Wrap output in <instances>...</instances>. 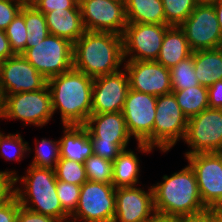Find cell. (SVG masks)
Masks as SVG:
<instances>
[{
  "instance_id": "7bdbcfd3",
  "label": "cell",
  "mask_w": 222,
  "mask_h": 222,
  "mask_svg": "<svg viewBox=\"0 0 222 222\" xmlns=\"http://www.w3.org/2000/svg\"><path fill=\"white\" fill-rule=\"evenodd\" d=\"M210 209L197 214L181 215L176 217V222H209Z\"/></svg>"
},
{
  "instance_id": "7c38bea8",
  "label": "cell",
  "mask_w": 222,
  "mask_h": 222,
  "mask_svg": "<svg viewBox=\"0 0 222 222\" xmlns=\"http://www.w3.org/2000/svg\"><path fill=\"white\" fill-rule=\"evenodd\" d=\"M85 31L123 35L127 26L124 0H79Z\"/></svg>"
},
{
  "instance_id": "277c9868",
  "label": "cell",
  "mask_w": 222,
  "mask_h": 222,
  "mask_svg": "<svg viewBox=\"0 0 222 222\" xmlns=\"http://www.w3.org/2000/svg\"><path fill=\"white\" fill-rule=\"evenodd\" d=\"M162 182L152 185L157 213L177 217L200 213L207 208L202 203L194 170L186 165Z\"/></svg>"
},
{
  "instance_id": "60d3db41",
  "label": "cell",
  "mask_w": 222,
  "mask_h": 222,
  "mask_svg": "<svg viewBox=\"0 0 222 222\" xmlns=\"http://www.w3.org/2000/svg\"><path fill=\"white\" fill-rule=\"evenodd\" d=\"M16 222H59V221L50 216H45L43 214L31 211L20 205V208L18 209L17 213Z\"/></svg>"
},
{
  "instance_id": "e575fe53",
  "label": "cell",
  "mask_w": 222,
  "mask_h": 222,
  "mask_svg": "<svg viewBox=\"0 0 222 222\" xmlns=\"http://www.w3.org/2000/svg\"><path fill=\"white\" fill-rule=\"evenodd\" d=\"M56 190L63 209L71 216L77 209L81 185L57 180Z\"/></svg>"
},
{
  "instance_id": "44dd1931",
  "label": "cell",
  "mask_w": 222,
  "mask_h": 222,
  "mask_svg": "<svg viewBox=\"0 0 222 222\" xmlns=\"http://www.w3.org/2000/svg\"><path fill=\"white\" fill-rule=\"evenodd\" d=\"M44 15L49 33L73 44L85 32L80 9L53 10Z\"/></svg>"
},
{
  "instance_id": "3957f363",
  "label": "cell",
  "mask_w": 222,
  "mask_h": 222,
  "mask_svg": "<svg viewBox=\"0 0 222 222\" xmlns=\"http://www.w3.org/2000/svg\"><path fill=\"white\" fill-rule=\"evenodd\" d=\"M24 174L14 177V196L20 205L59 222H69L70 215L63 209L57 196L54 169L29 164ZM18 183L21 186L16 185Z\"/></svg>"
},
{
  "instance_id": "cb8c5ba5",
  "label": "cell",
  "mask_w": 222,
  "mask_h": 222,
  "mask_svg": "<svg viewBox=\"0 0 222 222\" xmlns=\"http://www.w3.org/2000/svg\"><path fill=\"white\" fill-rule=\"evenodd\" d=\"M138 154L131 149H124L113 161L112 184L115 188L135 187L139 184L140 161Z\"/></svg>"
},
{
  "instance_id": "f6af8a7d",
  "label": "cell",
  "mask_w": 222,
  "mask_h": 222,
  "mask_svg": "<svg viewBox=\"0 0 222 222\" xmlns=\"http://www.w3.org/2000/svg\"><path fill=\"white\" fill-rule=\"evenodd\" d=\"M145 222H176V217L155 212Z\"/></svg>"
},
{
  "instance_id": "603a6c76",
  "label": "cell",
  "mask_w": 222,
  "mask_h": 222,
  "mask_svg": "<svg viewBox=\"0 0 222 222\" xmlns=\"http://www.w3.org/2000/svg\"><path fill=\"white\" fill-rule=\"evenodd\" d=\"M195 76L200 85L209 87L222 80V47L193 52Z\"/></svg>"
},
{
  "instance_id": "f546056e",
  "label": "cell",
  "mask_w": 222,
  "mask_h": 222,
  "mask_svg": "<svg viewBox=\"0 0 222 222\" xmlns=\"http://www.w3.org/2000/svg\"><path fill=\"white\" fill-rule=\"evenodd\" d=\"M170 75L172 91H182L189 87L200 85L195 76L193 53L172 67Z\"/></svg>"
},
{
  "instance_id": "5b68a950",
  "label": "cell",
  "mask_w": 222,
  "mask_h": 222,
  "mask_svg": "<svg viewBox=\"0 0 222 222\" xmlns=\"http://www.w3.org/2000/svg\"><path fill=\"white\" fill-rule=\"evenodd\" d=\"M53 115L48 85L38 91L5 95L1 99L0 119L3 120H20L24 126L43 128Z\"/></svg>"
},
{
  "instance_id": "8992f818",
  "label": "cell",
  "mask_w": 222,
  "mask_h": 222,
  "mask_svg": "<svg viewBox=\"0 0 222 222\" xmlns=\"http://www.w3.org/2000/svg\"><path fill=\"white\" fill-rule=\"evenodd\" d=\"M157 97L129 89L122 114L131 137L137 142V151L150 154L153 149V124Z\"/></svg>"
},
{
  "instance_id": "d4e9b609",
  "label": "cell",
  "mask_w": 222,
  "mask_h": 222,
  "mask_svg": "<svg viewBox=\"0 0 222 222\" xmlns=\"http://www.w3.org/2000/svg\"><path fill=\"white\" fill-rule=\"evenodd\" d=\"M127 23L166 24L162 0H124Z\"/></svg>"
},
{
  "instance_id": "ab89813d",
  "label": "cell",
  "mask_w": 222,
  "mask_h": 222,
  "mask_svg": "<svg viewBox=\"0 0 222 222\" xmlns=\"http://www.w3.org/2000/svg\"><path fill=\"white\" fill-rule=\"evenodd\" d=\"M20 203L15 196L0 206V222H16Z\"/></svg>"
},
{
  "instance_id": "7a4b0ae2",
  "label": "cell",
  "mask_w": 222,
  "mask_h": 222,
  "mask_svg": "<svg viewBox=\"0 0 222 222\" xmlns=\"http://www.w3.org/2000/svg\"><path fill=\"white\" fill-rule=\"evenodd\" d=\"M94 78L74 68L47 80L53 114L62 125H84L91 115Z\"/></svg>"
},
{
  "instance_id": "836d02e7",
  "label": "cell",
  "mask_w": 222,
  "mask_h": 222,
  "mask_svg": "<svg viewBox=\"0 0 222 222\" xmlns=\"http://www.w3.org/2000/svg\"><path fill=\"white\" fill-rule=\"evenodd\" d=\"M84 166L88 180L101 183H112L113 162L92 154L85 160Z\"/></svg>"
},
{
  "instance_id": "83f0119b",
  "label": "cell",
  "mask_w": 222,
  "mask_h": 222,
  "mask_svg": "<svg viewBox=\"0 0 222 222\" xmlns=\"http://www.w3.org/2000/svg\"><path fill=\"white\" fill-rule=\"evenodd\" d=\"M22 135L18 132L4 134L0 131V157L7 161L21 162L28 152H32L29 143L23 140ZM28 153V154H25Z\"/></svg>"
},
{
  "instance_id": "5bb4252c",
  "label": "cell",
  "mask_w": 222,
  "mask_h": 222,
  "mask_svg": "<svg viewBox=\"0 0 222 222\" xmlns=\"http://www.w3.org/2000/svg\"><path fill=\"white\" fill-rule=\"evenodd\" d=\"M195 172L202 203L214 209L222 203V159L217 152L185 156Z\"/></svg>"
},
{
  "instance_id": "d590c367",
  "label": "cell",
  "mask_w": 222,
  "mask_h": 222,
  "mask_svg": "<svg viewBox=\"0 0 222 222\" xmlns=\"http://www.w3.org/2000/svg\"><path fill=\"white\" fill-rule=\"evenodd\" d=\"M89 138L92 142L93 154L111 162H113L124 149H127L129 144V142H99L90 133Z\"/></svg>"
},
{
  "instance_id": "ac0fdd59",
  "label": "cell",
  "mask_w": 222,
  "mask_h": 222,
  "mask_svg": "<svg viewBox=\"0 0 222 222\" xmlns=\"http://www.w3.org/2000/svg\"><path fill=\"white\" fill-rule=\"evenodd\" d=\"M155 212L152 185L147 191L138 186L116 188L113 222H145Z\"/></svg>"
},
{
  "instance_id": "9a60e30c",
  "label": "cell",
  "mask_w": 222,
  "mask_h": 222,
  "mask_svg": "<svg viewBox=\"0 0 222 222\" xmlns=\"http://www.w3.org/2000/svg\"><path fill=\"white\" fill-rule=\"evenodd\" d=\"M47 80L23 55L0 61V99L5 95L43 89Z\"/></svg>"
},
{
  "instance_id": "74e56055",
  "label": "cell",
  "mask_w": 222,
  "mask_h": 222,
  "mask_svg": "<svg viewBox=\"0 0 222 222\" xmlns=\"http://www.w3.org/2000/svg\"><path fill=\"white\" fill-rule=\"evenodd\" d=\"M24 3L19 0H0V29L5 30L21 11Z\"/></svg>"
},
{
  "instance_id": "6da1fadb",
  "label": "cell",
  "mask_w": 222,
  "mask_h": 222,
  "mask_svg": "<svg viewBox=\"0 0 222 222\" xmlns=\"http://www.w3.org/2000/svg\"><path fill=\"white\" fill-rule=\"evenodd\" d=\"M124 62L122 35L85 31L73 44V68L92 78L116 73Z\"/></svg>"
},
{
  "instance_id": "d6a6232c",
  "label": "cell",
  "mask_w": 222,
  "mask_h": 222,
  "mask_svg": "<svg viewBox=\"0 0 222 222\" xmlns=\"http://www.w3.org/2000/svg\"><path fill=\"white\" fill-rule=\"evenodd\" d=\"M11 51L14 55H22L26 51L27 32L24 20V5L21 11L5 29Z\"/></svg>"
},
{
  "instance_id": "8d00e7d4",
  "label": "cell",
  "mask_w": 222,
  "mask_h": 222,
  "mask_svg": "<svg viewBox=\"0 0 222 222\" xmlns=\"http://www.w3.org/2000/svg\"><path fill=\"white\" fill-rule=\"evenodd\" d=\"M31 5L43 14L53 10L80 9L79 0H33Z\"/></svg>"
},
{
  "instance_id": "c3c4849f",
  "label": "cell",
  "mask_w": 222,
  "mask_h": 222,
  "mask_svg": "<svg viewBox=\"0 0 222 222\" xmlns=\"http://www.w3.org/2000/svg\"><path fill=\"white\" fill-rule=\"evenodd\" d=\"M197 4L214 5L220 0H195Z\"/></svg>"
},
{
  "instance_id": "9c48e42d",
  "label": "cell",
  "mask_w": 222,
  "mask_h": 222,
  "mask_svg": "<svg viewBox=\"0 0 222 222\" xmlns=\"http://www.w3.org/2000/svg\"><path fill=\"white\" fill-rule=\"evenodd\" d=\"M115 190L112 183L87 180L81 186L77 209L69 222H113Z\"/></svg>"
},
{
  "instance_id": "ffe728a7",
  "label": "cell",
  "mask_w": 222,
  "mask_h": 222,
  "mask_svg": "<svg viewBox=\"0 0 222 222\" xmlns=\"http://www.w3.org/2000/svg\"><path fill=\"white\" fill-rule=\"evenodd\" d=\"M60 158L84 163L93 154L89 132L84 125H62Z\"/></svg>"
},
{
  "instance_id": "ee69618b",
  "label": "cell",
  "mask_w": 222,
  "mask_h": 222,
  "mask_svg": "<svg viewBox=\"0 0 222 222\" xmlns=\"http://www.w3.org/2000/svg\"><path fill=\"white\" fill-rule=\"evenodd\" d=\"M12 56H14V54L11 51L5 30L0 29V61L6 60Z\"/></svg>"
},
{
  "instance_id": "7dc6e473",
  "label": "cell",
  "mask_w": 222,
  "mask_h": 222,
  "mask_svg": "<svg viewBox=\"0 0 222 222\" xmlns=\"http://www.w3.org/2000/svg\"><path fill=\"white\" fill-rule=\"evenodd\" d=\"M209 222H222V218L218 216L213 209H210Z\"/></svg>"
},
{
  "instance_id": "e0dca14e",
  "label": "cell",
  "mask_w": 222,
  "mask_h": 222,
  "mask_svg": "<svg viewBox=\"0 0 222 222\" xmlns=\"http://www.w3.org/2000/svg\"><path fill=\"white\" fill-rule=\"evenodd\" d=\"M129 89V78L124 68L94 78L91 113L122 112Z\"/></svg>"
},
{
  "instance_id": "4fadbf2b",
  "label": "cell",
  "mask_w": 222,
  "mask_h": 222,
  "mask_svg": "<svg viewBox=\"0 0 222 222\" xmlns=\"http://www.w3.org/2000/svg\"><path fill=\"white\" fill-rule=\"evenodd\" d=\"M179 27L193 52L222 47V34L214 5L197 4Z\"/></svg>"
},
{
  "instance_id": "d6986e66",
  "label": "cell",
  "mask_w": 222,
  "mask_h": 222,
  "mask_svg": "<svg viewBox=\"0 0 222 222\" xmlns=\"http://www.w3.org/2000/svg\"><path fill=\"white\" fill-rule=\"evenodd\" d=\"M84 126L99 142H130L132 139L122 112L91 113Z\"/></svg>"
},
{
  "instance_id": "8fae6325",
  "label": "cell",
  "mask_w": 222,
  "mask_h": 222,
  "mask_svg": "<svg viewBox=\"0 0 222 222\" xmlns=\"http://www.w3.org/2000/svg\"><path fill=\"white\" fill-rule=\"evenodd\" d=\"M169 27L166 24L128 23L122 35L124 60H156Z\"/></svg>"
},
{
  "instance_id": "f907efd6",
  "label": "cell",
  "mask_w": 222,
  "mask_h": 222,
  "mask_svg": "<svg viewBox=\"0 0 222 222\" xmlns=\"http://www.w3.org/2000/svg\"><path fill=\"white\" fill-rule=\"evenodd\" d=\"M24 4H31L33 0H19Z\"/></svg>"
},
{
  "instance_id": "b9f144b4",
  "label": "cell",
  "mask_w": 222,
  "mask_h": 222,
  "mask_svg": "<svg viewBox=\"0 0 222 222\" xmlns=\"http://www.w3.org/2000/svg\"><path fill=\"white\" fill-rule=\"evenodd\" d=\"M209 108L222 109V80L207 87Z\"/></svg>"
},
{
  "instance_id": "2e32d148",
  "label": "cell",
  "mask_w": 222,
  "mask_h": 222,
  "mask_svg": "<svg viewBox=\"0 0 222 222\" xmlns=\"http://www.w3.org/2000/svg\"><path fill=\"white\" fill-rule=\"evenodd\" d=\"M123 67L130 89L156 97L172 92L170 69L156 60L125 61Z\"/></svg>"
},
{
  "instance_id": "681fc988",
  "label": "cell",
  "mask_w": 222,
  "mask_h": 222,
  "mask_svg": "<svg viewBox=\"0 0 222 222\" xmlns=\"http://www.w3.org/2000/svg\"><path fill=\"white\" fill-rule=\"evenodd\" d=\"M213 210L218 216L222 218V203L218 204Z\"/></svg>"
},
{
  "instance_id": "f1b7e54d",
  "label": "cell",
  "mask_w": 222,
  "mask_h": 222,
  "mask_svg": "<svg viewBox=\"0 0 222 222\" xmlns=\"http://www.w3.org/2000/svg\"><path fill=\"white\" fill-rule=\"evenodd\" d=\"M35 154L31 165L54 169L60 160V140L41 138L35 140Z\"/></svg>"
},
{
  "instance_id": "f35d334b",
  "label": "cell",
  "mask_w": 222,
  "mask_h": 222,
  "mask_svg": "<svg viewBox=\"0 0 222 222\" xmlns=\"http://www.w3.org/2000/svg\"><path fill=\"white\" fill-rule=\"evenodd\" d=\"M16 170L0 171V206L5 204L14 196V177Z\"/></svg>"
},
{
  "instance_id": "4316f807",
  "label": "cell",
  "mask_w": 222,
  "mask_h": 222,
  "mask_svg": "<svg viewBox=\"0 0 222 222\" xmlns=\"http://www.w3.org/2000/svg\"><path fill=\"white\" fill-rule=\"evenodd\" d=\"M24 20L27 32L26 48L31 42L43 41L50 33L45 15L31 4H24Z\"/></svg>"
},
{
  "instance_id": "bcb514c9",
  "label": "cell",
  "mask_w": 222,
  "mask_h": 222,
  "mask_svg": "<svg viewBox=\"0 0 222 222\" xmlns=\"http://www.w3.org/2000/svg\"><path fill=\"white\" fill-rule=\"evenodd\" d=\"M214 9L217 15L218 23L220 25V31L222 34V0L214 4Z\"/></svg>"
},
{
  "instance_id": "816d5d0a",
  "label": "cell",
  "mask_w": 222,
  "mask_h": 222,
  "mask_svg": "<svg viewBox=\"0 0 222 222\" xmlns=\"http://www.w3.org/2000/svg\"><path fill=\"white\" fill-rule=\"evenodd\" d=\"M217 153L220 155V157L222 159V150L218 151Z\"/></svg>"
},
{
  "instance_id": "4dcf8cb0",
  "label": "cell",
  "mask_w": 222,
  "mask_h": 222,
  "mask_svg": "<svg viewBox=\"0 0 222 222\" xmlns=\"http://www.w3.org/2000/svg\"><path fill=\"white\" fill-rule=\"evenodd\" d=\"M166 25L180 26L197 6L195 0H162Z\"/></svg>"
},
{
  "instance_id": "ba28073f",
  "label": "cell",
  "mask_w": 222,
  "mask_h": 222,
  "mask_svg": "<svg viewBox=\"0 0 222 222\" xmlns=\"http://www.w3.org/2000/svg\"><path fill=\"white\" fill-rule=\"evenodd\" d=\"M188 118L183 114L173 92L157 97L153 124V149L166 153L184 139Z\"/></svg>"
},
{
  "instance_id": "52a82bcc",
  "label": "cell",
  "mask_w": 222,
  "mask_h": 222,
  "mask_svg": "<svg viewBox=\"0 0 222 222\" xmlns=\"http://www.w3.org/2000/svg\"><path fill=\"white\" fill-rule=\"evenodd\" d=\"M22 55L46 80L73 68V43L52 34L31 42Z\"/></svg>"
},
{
  "instance_id": "30bf717a",
  "label": "cell",
  "mask_w": 222,
  "mask_h": 222,
  "mask_svg": "<svg viewBox=\"0 0 222 222\" xmlns=\"http://www.w3.org/2000/svg\"><path fill=\"white\" fill-rule=\"evenodd\" d=\"M184 156L222 150V109L207 108L188 119Z\"/></svg>"
},
{
  "instance_id": "1f68e13d",
  "label": "cell",
  "mask_w": 222,
  "mask_h": 222,
  "mask_svg": "<svg viewBox=\"0 0 222 222\" xmlns=\"http://www.w3.org/2000/svg\"><path fill=\"white\" fill-rule=\"evenodd\" d=\"M54 171L57 180L67 183L82 186L88 180L84 163L74 160L60 158L54 168Z\"/></svg>"
},
{
  "instance_id": "484cf974",
  "label": "cell",
  "mask_w": 222,
  "mask_h": 222,
  "mask_svg": "<svg viewBox=\"0 0 222 222\" xmlns=\"http://www.w3.org/2000/svg\"><path fill=\"white\" fill-rule=\"evenodd\" d=\"M183 114L189 119L209 108L207 87L198 85L182 91H172Z\"/></svg>"
},
{
  "instance_id": "7402d4cb",
  "label": "cell",
  "mask_w": 222,
  "mask_h": 222,
  "mask_svg": "<svg viewBox=\"0 0 222 222\" xmlns=\"http://www.w3.org/2000/svg\"><path fill=\"white\" fill-rule=\"evenodd\" d=\"M193 53L189 42L179 26H170L161 45L160 53L156 61L168 69L176 66L181 60Z\"/></svg>"
}]
</instances>
